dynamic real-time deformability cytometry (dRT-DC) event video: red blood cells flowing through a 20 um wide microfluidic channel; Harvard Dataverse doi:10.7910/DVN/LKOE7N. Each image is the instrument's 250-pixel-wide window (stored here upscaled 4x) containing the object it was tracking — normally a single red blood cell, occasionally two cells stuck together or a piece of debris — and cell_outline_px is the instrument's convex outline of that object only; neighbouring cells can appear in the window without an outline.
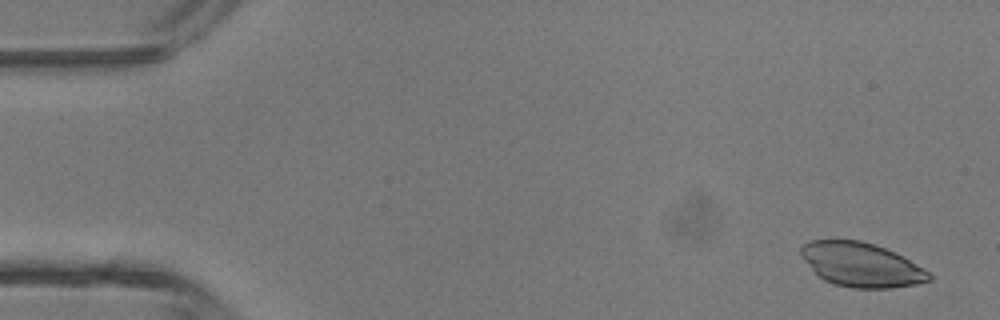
{"species": "common noctule bat (a hibernating species)", "species_latin": "Nyctalus noctula", "temperature_condition": "room temperature", "stored_images_in_passage": 4, "camera_frame_rate_fps": 3000, "um_per_image_px": 0.085, "animal": {"sex": "male", "body_mass_g": 13.3}, "frame": {"image": 1, "passage_image": 1, "time_ms": 0.0, "image_size_px": [1000, 320], "cell_outline_px": [[932, 280], [916, 284], [892, 288], [852, 288], [836, 284], [824, 280], [800, 256], [800, 248], [804, 244], [812, 240], [860, 240], [876, 244], [904, 256], [928, 272], [932, 276]], "centroid_in_image_um": [73.22, 22.49], "position_along_channel_um": 11.8, "area_um2": 32.83}}